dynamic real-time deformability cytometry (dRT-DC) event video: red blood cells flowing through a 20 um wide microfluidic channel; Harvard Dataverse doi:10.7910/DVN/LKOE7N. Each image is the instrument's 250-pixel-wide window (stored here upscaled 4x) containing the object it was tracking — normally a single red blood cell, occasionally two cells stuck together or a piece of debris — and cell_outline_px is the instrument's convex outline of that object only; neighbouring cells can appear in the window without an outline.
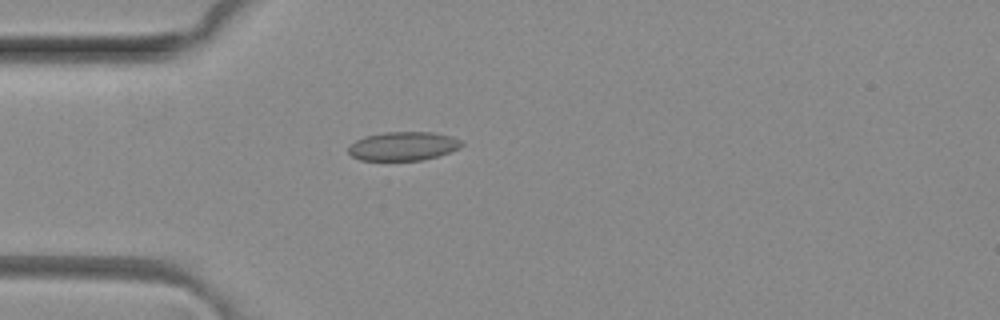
{"species": "common noctule bat (a hibernating species)", "species_latin": "Nyctalus noctula", "temperature_condition": "room temperature", "stored_images_in_passage": 1, "camera_frame_rate_fps": 3000, "um_per_image_px": 0.085, "animal": {"sex": "female", "body_mass_g": 29.2, "forearm_length_mm": 56.3}, "frame": {"image": 1, "passage_image": 1, "time_ms": 0.0, "image_size_px": [1000, 320], "cell_outline_px": [[464, 144], [460, 148], [436, 156], [420, 160], [360, 160], [352, 156], [348, 152], [348, 148], [356, 140], [368, 136], [384, 132], [436, 132], [452, 136], [460, 140]], "centroid_in_image_um": [34.29, 12.41], "position_along_channel_um": 50.7, "area_um2": 18.84}}